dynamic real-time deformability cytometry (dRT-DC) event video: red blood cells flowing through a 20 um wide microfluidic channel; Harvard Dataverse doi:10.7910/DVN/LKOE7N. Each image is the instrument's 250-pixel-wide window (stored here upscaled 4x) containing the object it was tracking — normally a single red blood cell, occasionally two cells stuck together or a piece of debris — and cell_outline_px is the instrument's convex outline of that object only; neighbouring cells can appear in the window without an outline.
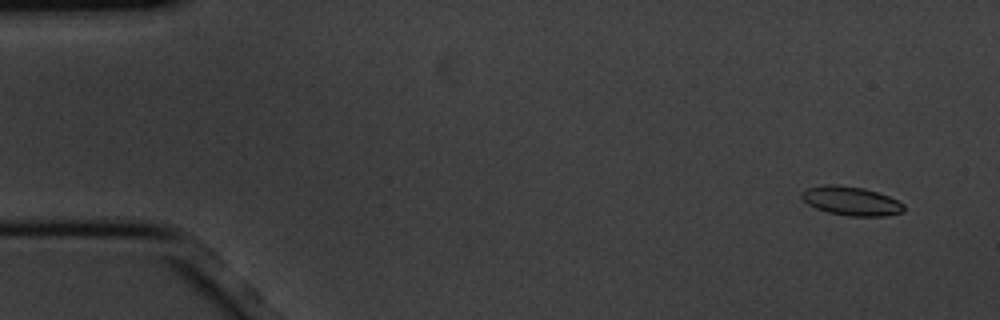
{"species": "common noctule bat (a hibernating species)", "species_latin": "Nyctalus noctula", "temperature_condition": "cold", "stored_images_in_passage": 4, "camera_frame_rate_fps": 3000, "um_per_image_px": 0.085, "animal": {"sex": "male", "body_mass_g": 20.1, "forearm_length_mm": 53.5}, "frame": {"image": 1, "passage_image": 1, "time_ms": 0.0, "image_size_px": [1000, 320], "cell_outline_px": [[904, 212], [888, 216], [848, 216], [828, 212], [816, 208], [808, 204], [800, 196], [800, 192], [808, 188], [824, 184], [836, 184], [864, 188], [888, 196], [904, 204]], "centroid_in_image_um": [72.34, 17.08], "position_along_channel_um": 12.7, "area_um2": 17.28}}